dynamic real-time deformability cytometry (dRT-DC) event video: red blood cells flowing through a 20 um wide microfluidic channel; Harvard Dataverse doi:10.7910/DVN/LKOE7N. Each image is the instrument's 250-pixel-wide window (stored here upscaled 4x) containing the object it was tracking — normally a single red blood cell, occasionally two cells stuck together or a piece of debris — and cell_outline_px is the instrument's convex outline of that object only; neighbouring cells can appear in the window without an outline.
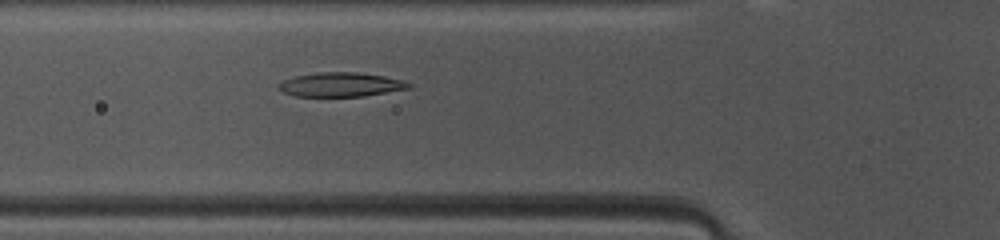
{"species": "common noctule bat (a hibernating species)", "species_latin": "Nyctalus noctula", "temperature_condition": "warm", "stored_images_in_passage": 34, "camera_frame_rate_fps": 3000, "um_per_image_px": 0.085, "animal": {"sex": "female", "body_mass_g": 10.0, "forearm_length_mm": 53.1}, "frame": {"image": 1, "passage_image": 7, "time_ms": 2.0, "image_size_px": [1000, 240], "cell_outline_px": [[412, 88], [364, 96], [296, 96], [284, 92], [276, 88], [276, 84], [284, 80], [296, 76], [320, 72], [356, 72], [384, 76], [404, 80], [412, 84]], "centroid_in_image_um": [28.99, 7.19], "position_along_channel_um": 96.8, "area_um2": 18.38}}
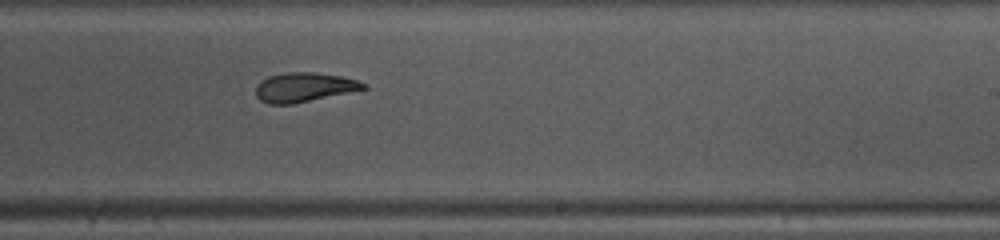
{"frame": {"image": 2, "passage_image": 19, "time_ms": 6.0, "image_size_px": [1000, 240], "cell_outline_px": [[368, 88], [292, 104], [268, 104], [260, 100], [256, 96], [256, 84], [260, 80], [268, 76], [288, 72], [312, 72], [340, 76], [356, 80], [368, 84]], "centroid_in_image_um": [25.81, 7.41], "position_along_channel_um": 263.2, "area_um2": 18.32}}
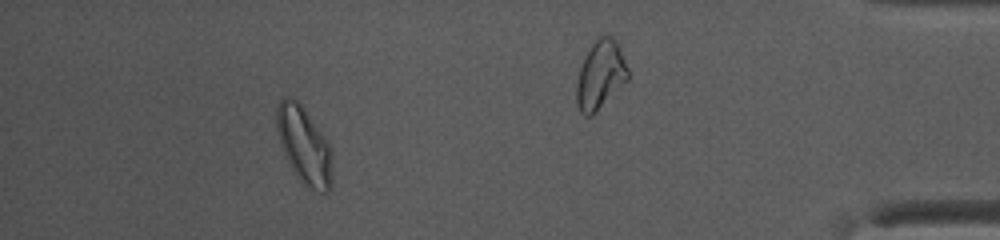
{"frame": {"image": 3, "passage_image": 29, "time_ms": 9.333, "image_size_px": [1000, 240], "cell_outline_px": [[332, 188], [328, 192], [316, 192], [308, 188], [300, 180], [284, 156], [280, 144], [276, 128], [276, 108], [280, 100], [284, 96], [288, 96], [296, 100], [300, 104], [324, 136], [328, 144], [332, 168]], "centroid_in_image_um": [25.83, 12.38], "position_along_channel_um": 409.4, "area_um2": 24.85}, "authors_computed_cell_mechanics": {"area_um2": 19.2185, "velocity_mm_per_s": 4.1431, "shape_relaxation_time_tau1_ms": 4.6257, "shape_relaxation_time_tau2_ms": 1.4287, "deformation_change_tau1": 0.176, "deformation_change_tau2": 0.0669}}